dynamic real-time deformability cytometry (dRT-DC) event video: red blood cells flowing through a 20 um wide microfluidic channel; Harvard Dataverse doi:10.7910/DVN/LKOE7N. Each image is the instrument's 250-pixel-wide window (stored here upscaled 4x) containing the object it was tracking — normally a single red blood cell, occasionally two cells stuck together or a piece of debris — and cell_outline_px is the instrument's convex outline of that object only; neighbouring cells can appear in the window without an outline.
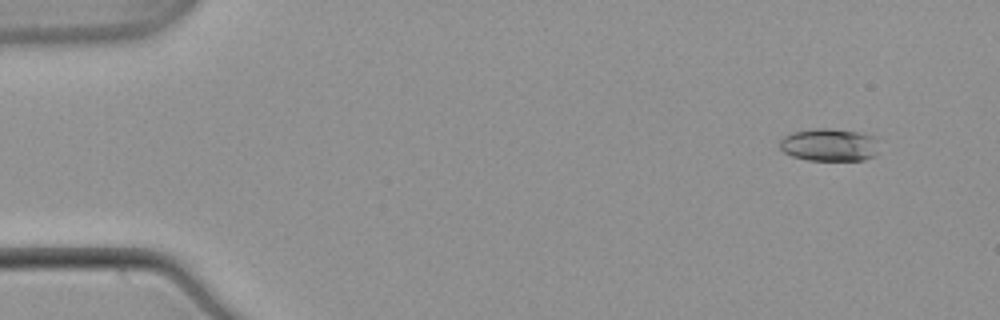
{"species": "common noctule bat (a hibernating species)", "species_latin": "Nyctalus noctula", "temperature_condition": "warm", "stored_images_in_passage": 53, "camera_frame_rate_fps": 3000, "um_per_image_px": 0.085, "animal": {"sex": "male", "body_mass_g": 21.5, "forearm_length_mm": 52.0}, "frame": {"image": 1, "passage_image": 4, "time_ms": 1.0, "image_size_px": [1000, 320], "cell_outline_px": [[876, 156], [864, 160], [808, 160], [792, 156], [784, 152], [780, 148], [780, 140], [784, 136], [792, 132], [816, 128], [832, 128], [860, 132], [872, 136], [876, 140]], "centroid_in_image_um": [70.48, 12.31], "position_along_channel_um": 14.5, "area_um2": 18.96}}
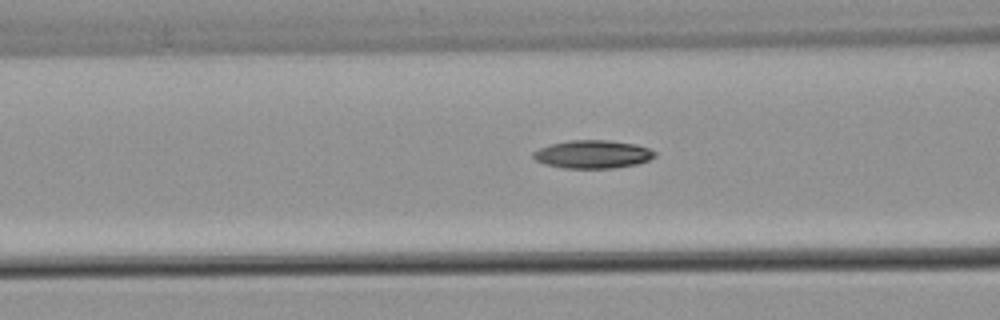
{"frame": {"image": 2, "passage_image": 21, "time_ms": 6.667, "image_size_px": [1000, 320], "cell_outline_px": [[656, 156], [648, 160], [636, 164], [612, 168], [564, 168], [544, 164], [536, 160], [532, 156], [532, 152], [540, 148], [552, 144], [568, 140], [608, 140], [636, 144], [648, 148], [656, 152]], "centroid_in_image_um": [50.38, 13.11], "position_along_channel_um": 116.2, "area_um2": 19.88}}
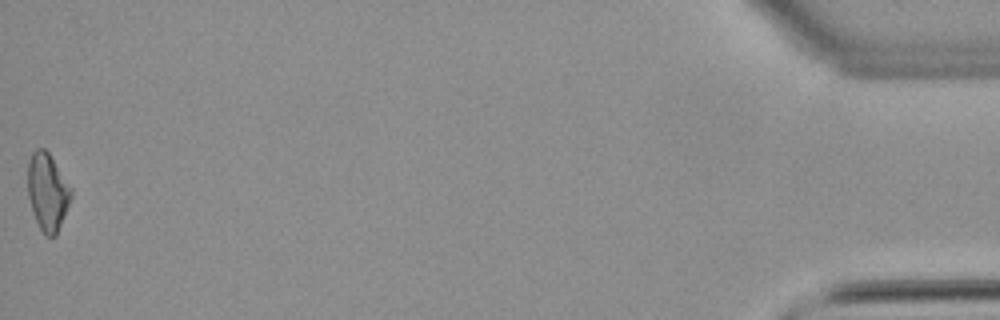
{"frame": {"image": 3, "passage_image": 53, "time_ms": 17.333, "image_size_px": [1000, 320], "cell_outline_px": [[72, 196], [56, 236], [44, 236], [36, 220], [28, 196], [28, 160], [32, 152], [36, 148], [44, 148], [48, 152], [72, 188]], "centroid_in_image_um": [4.04, 16.3], "position_along_channel_um": 431.2, "area_um2": 19.42}}